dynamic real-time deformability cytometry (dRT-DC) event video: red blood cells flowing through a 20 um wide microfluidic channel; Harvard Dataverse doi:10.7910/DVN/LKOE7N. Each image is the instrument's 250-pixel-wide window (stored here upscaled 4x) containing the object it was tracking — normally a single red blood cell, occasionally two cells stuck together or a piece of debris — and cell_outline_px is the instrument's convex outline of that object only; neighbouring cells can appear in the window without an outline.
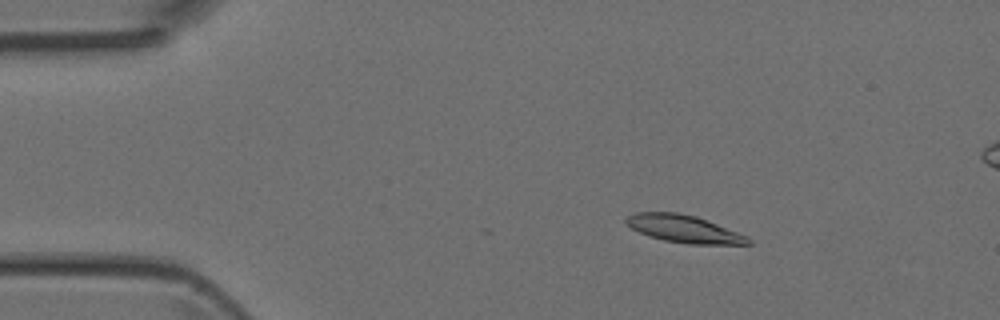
{"species": "Egyptian fruit bat (a non-hibernating species)", "species_latin": "Rousettus aegyptiacus", "temperature_condition": "room temperature", "stored_images_in_passage": 36, "camera_frame_rate_fps": 3000, "um_per_image_px": 0.085, "animal": {"sex": "female"}, "frame": {"image": 1, "passage_image": 4, "time_ms": 1.0, "image_size_px": [1000, 320], "cell_outline_px": [[752, 244], [688, 244], [664, 240], [648, 236], [632, 228], [624, 220], [628, 216], [636, 212], [676, 212], [696, 216], [748, 236], [752, 240]], "centroid_in_image_um": [58.15, 19.45], "position_along_channel_um": 26.8, "area_um2": 19.42}}
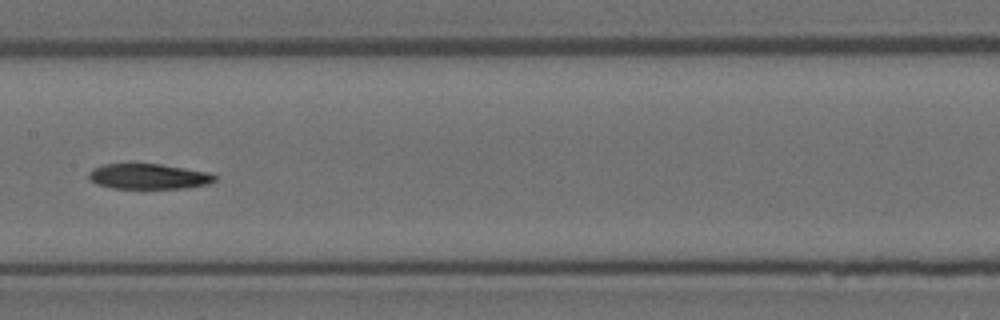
{"frame": {"image": 2, "passage_image": 20, "time_ms": 6.333, "image_size_px": [1000, 320], "cell_outline_px": [[216, 180], [208, 184], [184, 188], [112, 188], [96, 184], [88, 176], [88, 172], [92, 168], [104, 164], [160, 164], [208, 172], [216, 176]], "centroid_in_image_um": [12.61, 14.99], "position_along_channel_um": 194.8, "area_um2": 18.5}}
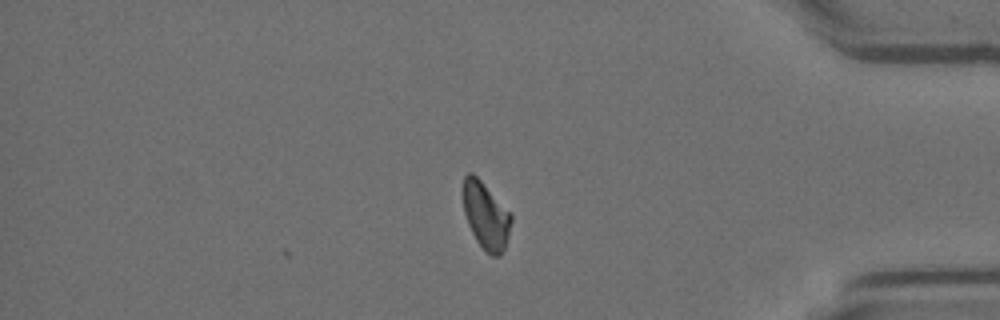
{"frame": {"image": 3, "passage_image": 36, "time_ms": 11.667, "image_size_px": [1000, 320], "cell_outline_px": [[512, 220], [508, 236], [504, 248], [500, 256], [492, 256], [484, 252], [476, 240], [468, 224], [464, 212], [464, 176], [468, 172], [472, 172], [480, 180], [512, 216]], "centroid_in_image_um": [41.29, 18.38], "position_along_channel_um": 393.9, "area_um2": 18.32}}